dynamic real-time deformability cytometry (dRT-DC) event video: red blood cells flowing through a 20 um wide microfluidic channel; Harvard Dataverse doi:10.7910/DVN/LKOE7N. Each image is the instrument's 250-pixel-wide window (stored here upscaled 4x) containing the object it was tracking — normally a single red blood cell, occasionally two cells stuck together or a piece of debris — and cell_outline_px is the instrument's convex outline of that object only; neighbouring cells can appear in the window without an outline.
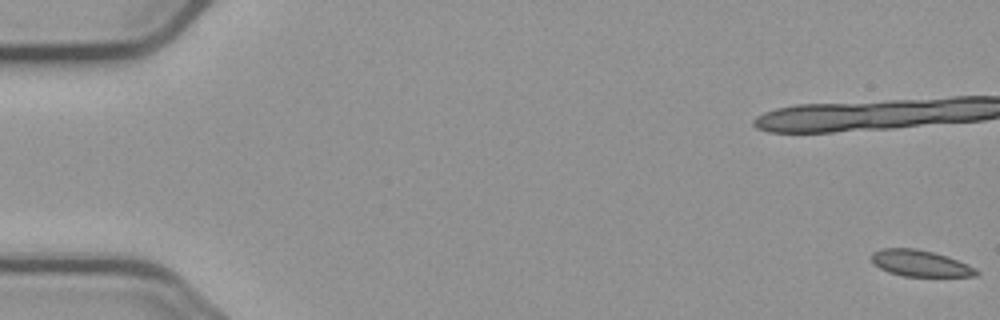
{"species": "common noctule bat (a hibernating species)", "species_latin": "Nyctalus noctula", "temperature_condition": "cold", "stored_images_in_passage": 9, "camera_frame_rate_fps": 3000, "um_per_image_px": 0.085, "animal": {"sex": "male", "body_mass_g": 23.1, "forearm_length_mm": 52.7}, "frame": {"image": 1, "passage_image": 1, "time_ms": 0.0, "image_size_px": [1000, 320], "cell_outline_px": [[980, 272], [976, 276], [904, 276], [888, 272], [880, 268], [872, 260], [872, 252], [880, 248], [916, 248], [948, 256], [976, 268]], "centroid_in_image_um": [78.23, 22.37], "position_along_channel_um": 6.8, "area_um2": 16.01}}
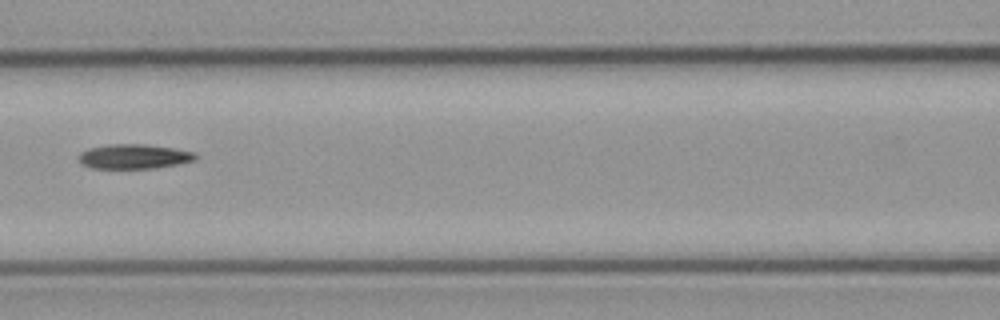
{"frame": {"image": 2, "passage_image": 8, "time_ms": 9.0, "image_size_px": [1000, 320], "cell_outline_px": [[196, 160], [156, 168], [92, 168], [80, 164], [80, 152], [88, 148], [108, 144], [144, 144], [172, 148], [196, 152]], "centroid_in_image_um": [11.37, 13.3], "position_along_channel_um": 155.2, "area_um2": 16.7}}
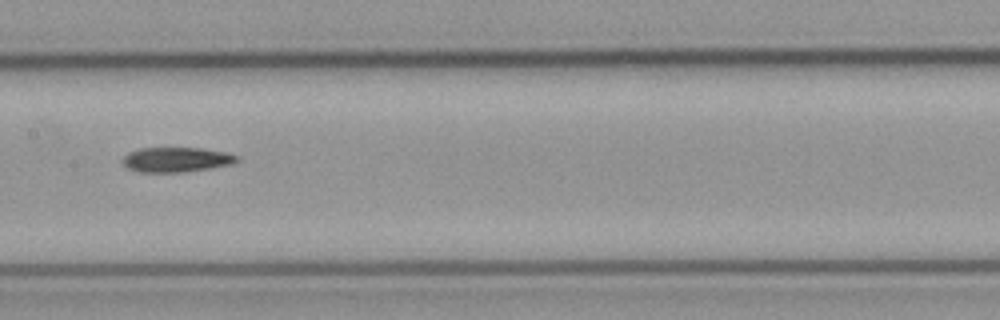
{"frame": {"image": 3, "passage_image": 9, "time_ms": 10.0, "image_size_px": [1000, 320], "cell_outline_px": [[240, 160], [232, 164], [184, 172], [140, 172], [128, 168], [124, 164], [124, 156], [128, 152], [140, 148], [200, 148], [224, 152], [240, 156]], "centroid_in_image_um": [15.01, 13.56], "position_along_channel_um": 192.4, "area_um2": 16.42}}